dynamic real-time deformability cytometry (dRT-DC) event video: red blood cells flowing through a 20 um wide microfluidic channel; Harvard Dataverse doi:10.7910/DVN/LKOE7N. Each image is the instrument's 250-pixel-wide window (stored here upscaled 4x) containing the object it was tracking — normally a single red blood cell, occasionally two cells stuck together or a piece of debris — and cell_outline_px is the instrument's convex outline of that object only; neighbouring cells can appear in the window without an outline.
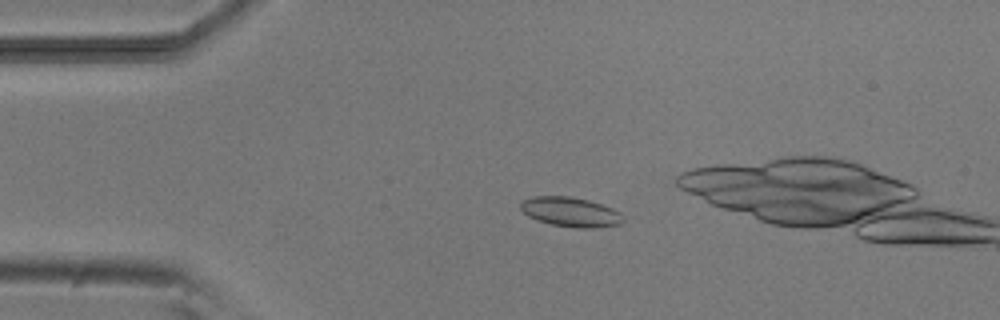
{"species": "common noctule bat (a hibernating species)", "species_latin": "Nyctalus noctula", "temperature_condition": "room temperature", "stored_images_in_passage": 5, "camera_frame_rate_fps": 3000, "um_per_image_px": 0.085, "animal": {"sex": "male", "body_mass_g": 20.5, "forearm_length_mm": 52.5}, "frame": {"image": 1, "passage_image": 4, "time_ms": 3.333, "image_size_px": [1000, 320], "cell_outline_px": [[624, 220], [620, 224], [588, 228], [576, 228], [552, 224], [528, 216], [520, 208], [520, 204], [524, 200], [532, 196], [568, 196], [588, 200], [612, 208], [620, 212], [624, 216]], "centroid_in_image_um": [48.51, 18.01], "position_along_channel_um": 36.5, "area_um2": 17.46}}